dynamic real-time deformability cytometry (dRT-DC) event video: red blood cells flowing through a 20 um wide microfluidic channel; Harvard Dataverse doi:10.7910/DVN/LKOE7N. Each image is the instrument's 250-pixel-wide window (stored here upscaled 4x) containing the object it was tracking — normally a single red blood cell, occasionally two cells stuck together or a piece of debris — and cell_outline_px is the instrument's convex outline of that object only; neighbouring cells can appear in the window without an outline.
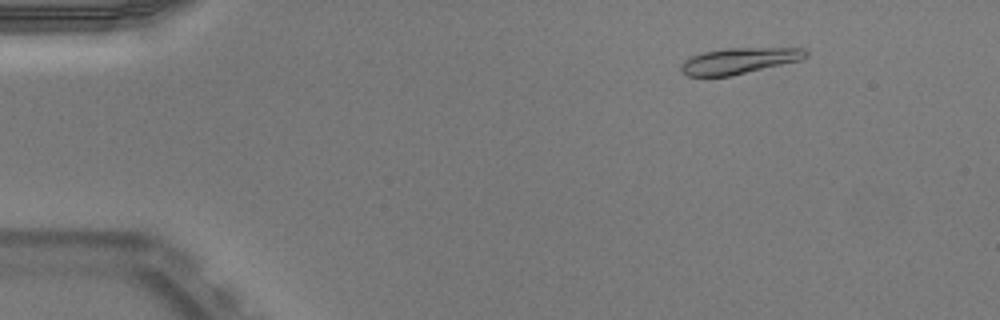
{"species": "Egyptian fruit bat (a non-hibernating species)", "species_latin": "Rousettus aegyptiacus", "temperature_condition": "warm", "stored_images_in_passage": 51, "camera_frame_rate_fps": 3000, "um_per_image_px": 0.085, "animal": {"sex": "male"}, "frame": {"image": 1, "passage_image": 7, "time_ms": 2.0, "image_size_px": [1000, 320], "cell_outline_px": [[808, 56], [800, 60], [728, 76], [688, 76], [680, 68], [684, 60], [692, 56], [704, 52], [728, 48], [804, 48], [808, 52]], "centroid_in_image_um": [62.83, 5.15], "position_along_channel_um": 22.2, "area_um2": 18.5}}
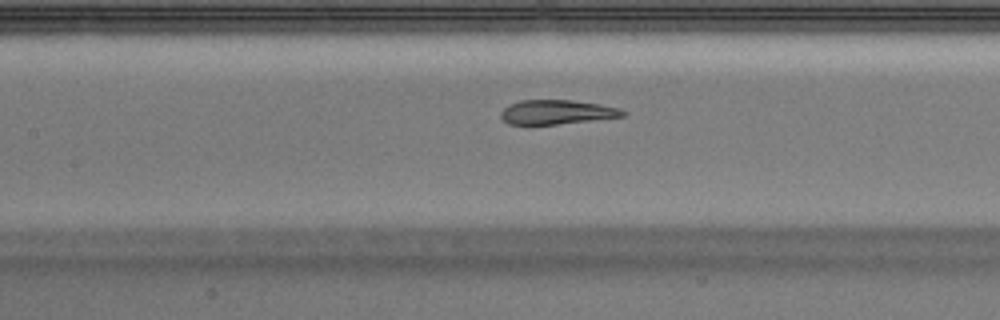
{"frame": {"image": 2, "passage_image": 24, "time_ms": 7.667, "image_size_px": [1000, 320], "cell_outline_px": [[628, 112], [624, 116], [528, 128], [508, 124], [500, 116], [500, 112], [508, 104], [520, 100], [572, 100], [600, 104], [620, 108]], "centroid_in_image_um": [47.24, 9.57], "position_along_channel_um": 160.2, "area_um2": 18.09}}
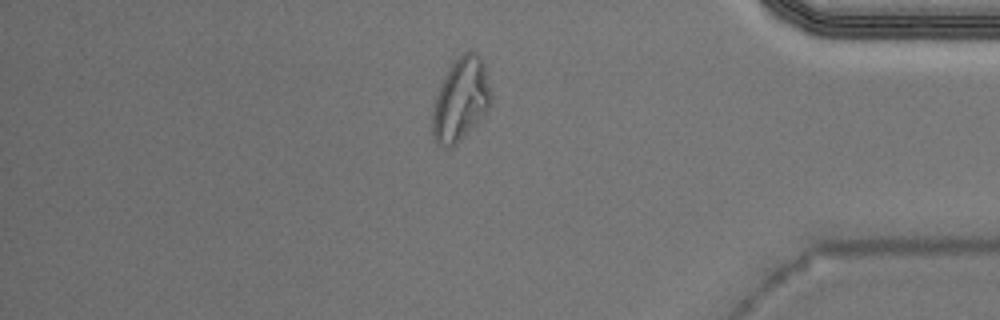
{"frame": {"image": 3, "passage_image": 44, "time_ms": 14.333, "image_size_px": [1000, 320], "cell_outline_px": [[492, 104], [488, 112], [452, 148], [440, 148], [432, 140], [432, 108], [440, 84], [452, 64], [464, 52], [476, 52], [480, 56], [484, 64], [492, 92]], "centroid_in_image_um": [39.17, 8.53], "position_along_channel_um": 396.0, "area_um2": 28.78}, "authors_computed_cell_mechanics": {"area_um2": 19.0162, "velocity_mm_per_s": 3.9434, "shape_relaxation_time_tau1_ms": 3.9931, "shape_relaxation_time_tau2_ms": 0.6972, "deformation_change_tau1": 0.2381, "deformation_change_tau2": 0.0988}}